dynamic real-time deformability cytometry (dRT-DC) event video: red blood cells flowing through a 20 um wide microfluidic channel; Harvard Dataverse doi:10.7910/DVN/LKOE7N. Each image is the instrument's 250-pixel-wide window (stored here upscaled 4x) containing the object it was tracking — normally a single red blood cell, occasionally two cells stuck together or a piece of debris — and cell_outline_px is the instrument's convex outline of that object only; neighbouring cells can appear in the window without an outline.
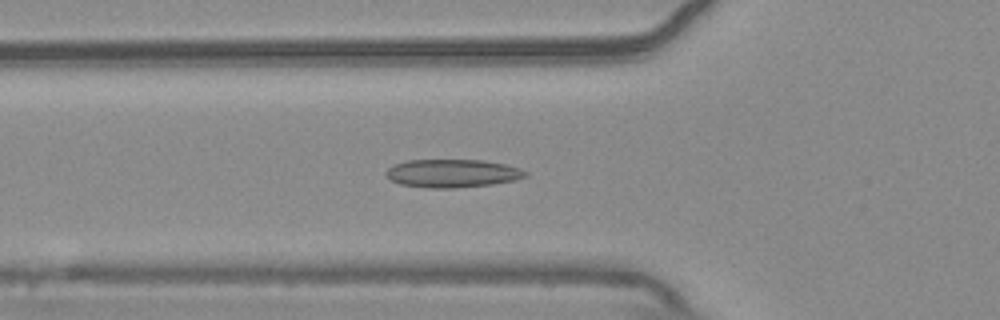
{"species": "common noctule bat (a hibernating species)", "species_latin": "Nyctalus noctula", "temperature_condition": "warm", "stored_images_in_passage": 54, "camera_frame_rate_fps": 3000, "um_per_image_px": 0.085, "animal": {"sex": "male", "body_mass_g": 20.4}, "frame": {"image": 1, "passage_image": 19, "time_ms": 6.0, "image_size_px": [1000, 320], "cell_outline_px": [[528, 176], [516, 180], [492, 184], [452, 188], [424, 188], [400, 184], [392, 180], [388, 176], [388, 168], [392, 164], [408, 160], [484, 160], [504, 164], [520, 168], [528, 172]], "centroid_in_image_um": [38.48, 14.73], "position_along_channel_um": 87.3, "area_um2": 22.89}}
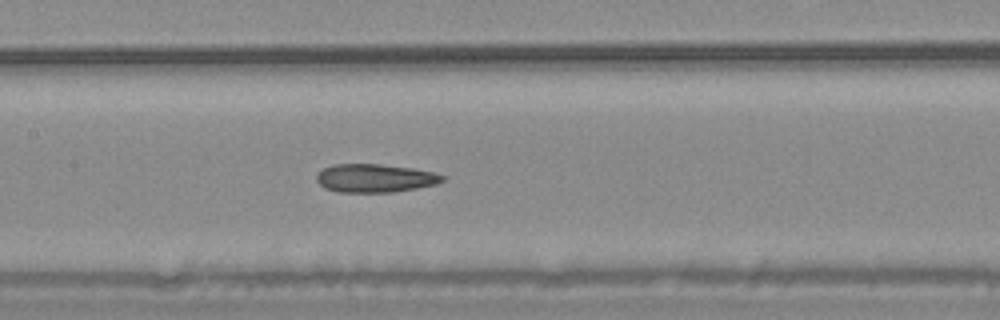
{"frame": {"image": 2, "passage_image": 26, "time_ms": 8.333, "image_size_px": [1000, 320], "cell_outline_px": [[444, 180], [436, 184], [416, 188], [392, 192], [340, 192], [324, 188], [316, 180], [316, 172], [332, 164], [380, 164], [412, 168], [432, 172], [444, 176]], "centroid_in_image_um": [31.82, 15.14], "position_along_channel_um": 175.6, "area_um2": 20.75}}
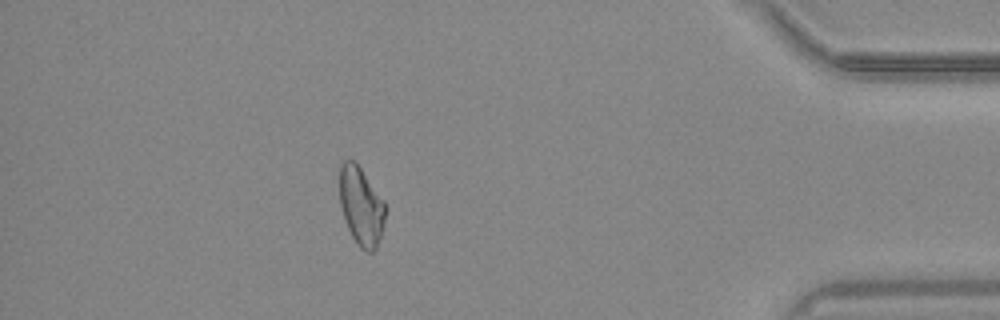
{"frame": {"image": 3, "passage_image": 48, "time_ms": 15.667, "image_size_px": [1000, 320], "cell_outline_px": [[384, 220], [380, 236], [376, 248], [372, 252], [368, 252], [360, 248], [356, 244], [348, 228], [340, 204], [340, 164], [344, 160], [352, 160], [360, 168], [384, 200]], "centroid_in_image_um": [30.68, 17.53], "position_along_channel_um": 404.5, "area_um2": 20.46}, "authors_computed_cell_mechanics": {"area_um2": 21.8195, "velocity_mm_per_s": 3.7434, "shape_relaxation_time_tau1_ms": null, "shape_relaxation_time_tau2_ms": 6.6372, "deformation_change_tau1": null, "deformation_change_tau2": 0.1585}}